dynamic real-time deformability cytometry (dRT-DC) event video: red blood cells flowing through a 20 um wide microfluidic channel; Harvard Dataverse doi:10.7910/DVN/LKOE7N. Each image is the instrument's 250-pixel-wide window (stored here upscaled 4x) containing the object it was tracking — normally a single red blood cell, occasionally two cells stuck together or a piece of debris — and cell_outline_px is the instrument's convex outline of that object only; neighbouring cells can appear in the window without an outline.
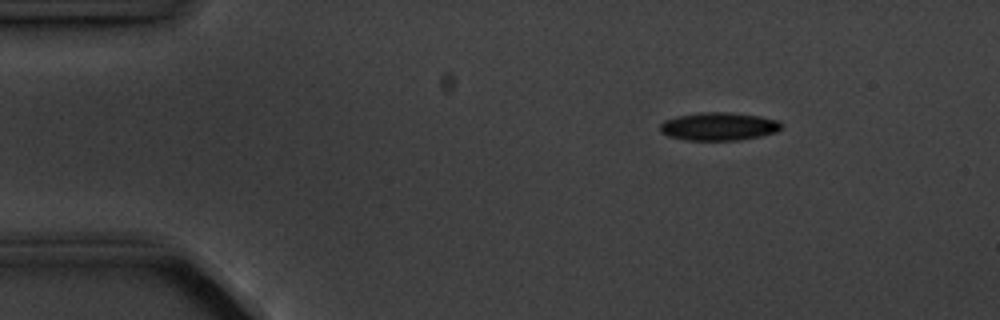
{"species": "common noctule bat (a hibernating species)", "species_latin": "Nyctalus noctula", "temperature_condition": "cold", "stored_images_in_passage": 15, "camera_frame_rate_fps": 3000, "um_per_image_px": 0.085, "animal": {"sex": "male", "body_mass_g": 20.1, "forearm_length_mm": 53.5}, "frame": {"image": 1, "passage_image": 3, "time_ms": 2.333, "image_size_px": [1000, 320], "cell_outline_px": [[784, 128], [776, 132], [760, 136], [736, 140], [688, 140], [668, 136], [660, 132], [660, 124], [664, 120], [680, 116], [700, 112], [728, 112], [760, 116], [780, 120], [784, 124]], "centroid_in_image_um": [61.15, 10.74], "position_along_channel_um": 23.9, "area_um2": 19.94}}
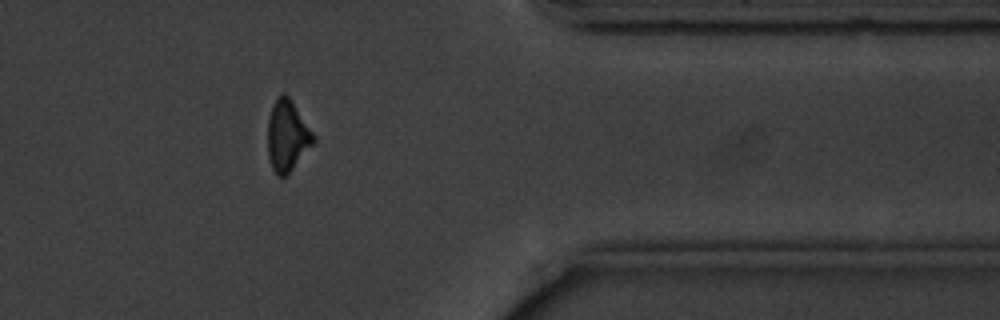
{"frame": {"image": 2, "passage_image": 13, "time_ms": 14.667, "image_size_px": [1000, 320], "cell_outline_px": [[316, 140], [292, 168], [284, 176], [276, 176], [272, 168], [268, 156], [268, 120], [272, 104], [276, 96], [280, 92], [284, 92], [288, 96], [316, 136]], "centroid_in_image_um": [24.4, 11.5], "position_along_channel_um": 387.0, "area_um2": 18.79}}
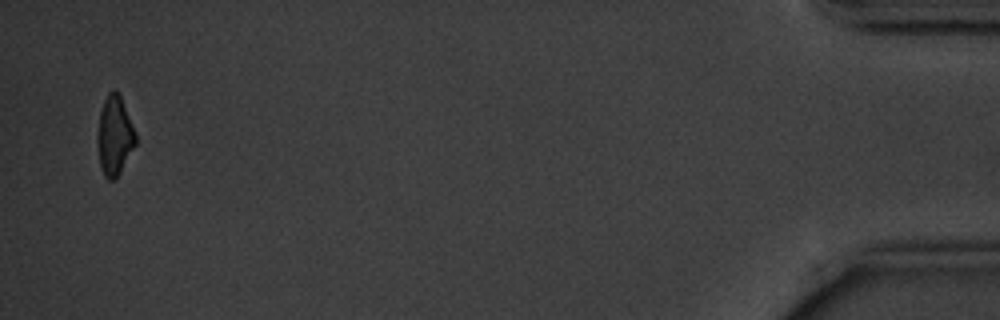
{"frame": {"image": 3, "passage_image": 15, "time_ms": 17.667, "image_size_px": [1000, 320], "cell_outline_px": [[136, 144], [116, 180], [108, 180], [104, 176], [100, 168], [96, 140], [96, 136], [100, 112], [104, 100], [108, 92], [112, 88], [120, 96], [136, 132]], "centroid_in_image_um": [9.72, 11.57], "position_along_channel_um": 425.5, "area_um2": 17.86}, "authors_computed_cell_mechanics": {"area_um2": 19.363, "velocity_mm_per_s": 3.6048, "shape_relaxation_time_tau1_ms": 2.033, "shape_relaxation_time_tau2_ms": 5.8851, "deformation_change_tau1": 0.0709, "deformation_change_tau2": 0.1347}}